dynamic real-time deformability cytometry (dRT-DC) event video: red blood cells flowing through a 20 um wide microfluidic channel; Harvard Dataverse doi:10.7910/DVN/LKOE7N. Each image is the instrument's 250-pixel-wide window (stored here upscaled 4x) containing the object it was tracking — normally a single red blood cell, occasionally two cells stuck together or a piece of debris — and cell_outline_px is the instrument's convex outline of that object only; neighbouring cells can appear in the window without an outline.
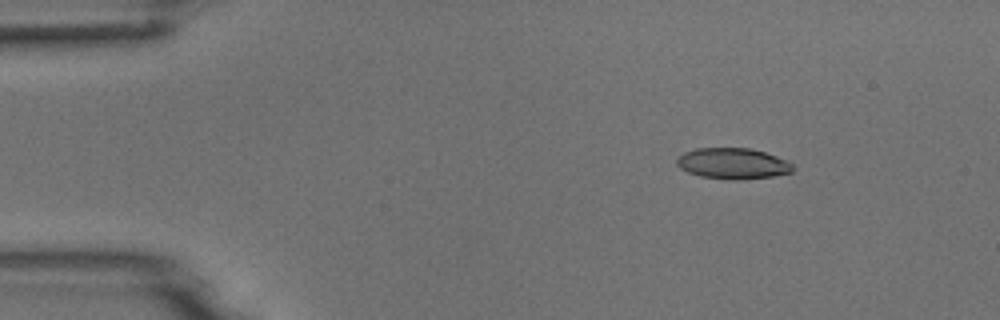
{"species": "common noctule bat (a hibernating species)", "species_latin": "Nyctalus noctula", "temperature_condition": "room temperature", "stored_images_in_passage": 5, "camera_frame_rate_fps": 3000, "um_per_image_px": 0.085, "animal": {"sex": "male", "body_mass_g": 18.8}, "frame": {"image": 1, "passage_image": 2, "time_ms": 0.333, "image_size_px": [1000, 320], "cell_outline_px": [[792, 172], [772, 176], [736, 180], [728, 180], [700, 176], [688, 172], [680, 168], [676, 164], [676, 156], [684, 152], [696, 148], [748, 148], [764, 152], [788, 160], [792, 164]], "centroid_in_image_um": [62.24, 13.89], "position_along_channel_um": 22.8, "area_um2": 20.98}}
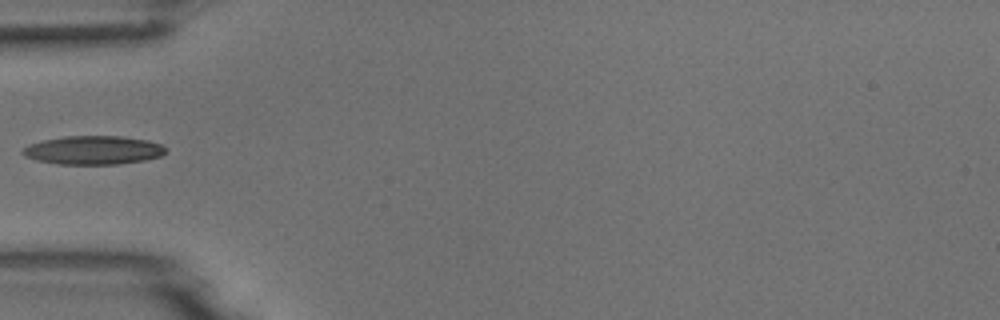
{"frame": {"image": 2, "passage_image": 5, "time_ms": 1.333, "image_size_px": [1000, 320], "cell_outline_px": [[168, 152], [160, 156], [144, 160], [120, 164], [56, 164], [36, 160], [24, 156], [20, 152], [28, 144], [44, 140], [64, 136], [120, 136], [148, 140], [160, 144], [168, 148]], "centroid_in_image_um": [7.94, 12.76], "position_along_channel_um": 77.1, "area_um2": 24.04}}